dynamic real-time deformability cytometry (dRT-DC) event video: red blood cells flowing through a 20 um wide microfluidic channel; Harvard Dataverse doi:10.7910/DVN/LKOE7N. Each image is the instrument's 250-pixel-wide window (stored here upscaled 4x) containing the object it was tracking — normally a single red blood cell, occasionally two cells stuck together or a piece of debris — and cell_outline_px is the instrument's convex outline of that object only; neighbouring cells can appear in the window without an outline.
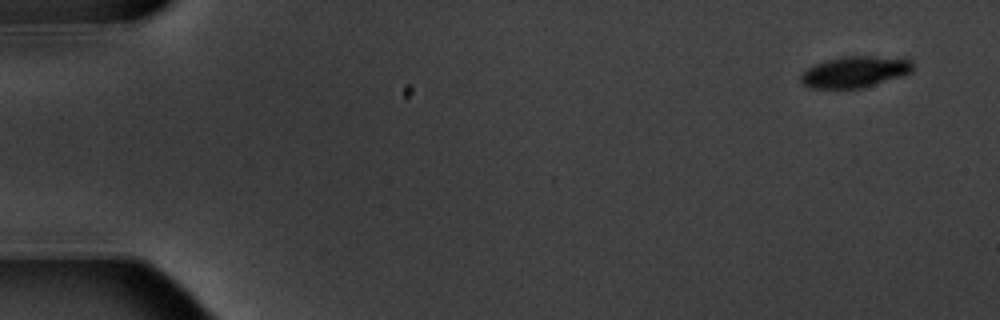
{"species": "common noctule bat (a hibernating species)", "species_latin": "Nyctalus noctula", "temperature_condition": "warm", "stored_images_in_passage": 11, "camera_frame_rate_fps": 3000, "um_per_image_px": 0.085, "animal": {"sex": "male", "body_mass_g": 20.1, "forearm_length_mm": 53.5}, "frame": {"image": 1, "passage_image": 1, "time_ms": 0.0, "image_size_px": [1000, 320], "cell_outline_px": [[912, 72], [864, 88], [808, 88], [800, 80], [800, 76], [812, 64], [844, 56], [904, 56], [912, 60]], "centroid_in_image_um": [72.71, 6.09], "position_along_channel_um": 12.3, "area_um2": 20.63}}
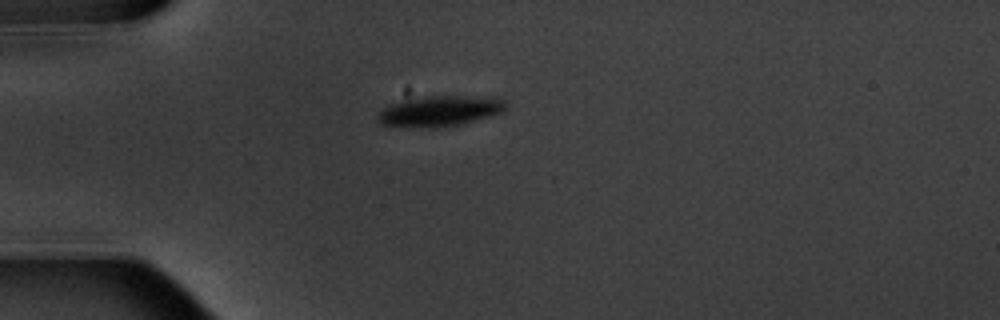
{"frame": {"image": 2, "passage_image": 4, "time_ms": 4.333, "image_size_px": [1000, 320], "cell_outline_px": [[508, 104], [504, 112], [460, 124], [436, 128], [424, 128], [380, 124], [376, 116], [384, 108], [392, 104], [416, 96], [500, 96]], "centroid_in_image_um": [37.45, 9.42], "position_along_channel_um": 47.6, "area_um2": 23.12}}
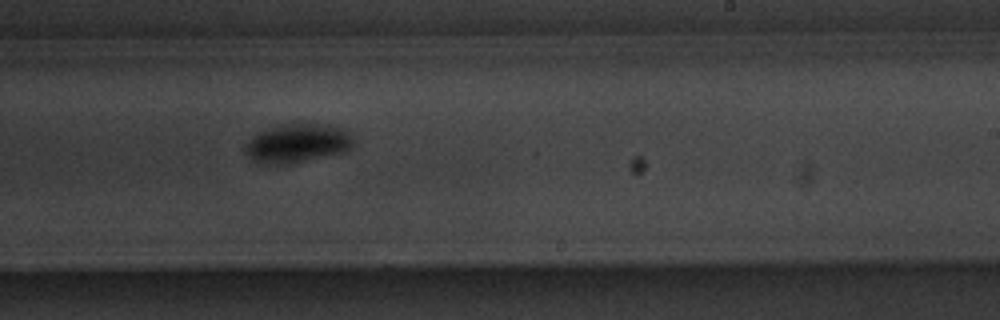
{"frame": {"image": 3, "passage_image": 10, "time_ms": 11.0, "image_size_px": [1000, 320], "cell_outline_px": [[356, 144], [352, 148], [344, 152], [292, 164], [264, 164], [252, 160], [244, 152], [244, 148], [248, 140], [252, 136], [268, 128], [308, 120], [312, 120], [348, 128]], "centroid_in_image_um": [25.37, 12.13], "position_along_channel_um": 263.6, "area_um2": 25.66}}